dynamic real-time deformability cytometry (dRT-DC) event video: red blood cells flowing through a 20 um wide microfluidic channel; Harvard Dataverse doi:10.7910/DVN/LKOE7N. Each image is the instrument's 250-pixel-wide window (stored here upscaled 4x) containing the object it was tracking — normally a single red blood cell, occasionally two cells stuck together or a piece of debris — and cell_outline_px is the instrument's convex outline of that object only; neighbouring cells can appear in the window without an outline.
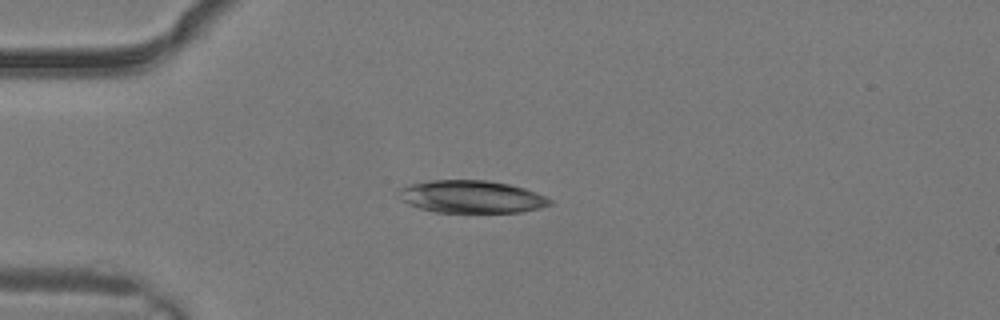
{"species": "common noctule bat (a hibernating species)", "species_latin": "Nyctalus noctula", "temperature_condition": "warm", "stored_images_in_passage": 2, "camera_frame_rate_fps": 3000, "um_per_image_px": 0.085, "animal": {"sex": "male", "body_mass_g": 19.2, "forearm_length_mm": 51.8}, "frame": {"image": 1, "passage_image": 2, "time_ms": 0.333, "image_size_px": [1000, 320], "cell_outline_px": [[552, 204], [540, 208], [520, 212], [436, 212], [420, 208], [408, 204], [396, 192], [396, 188], [408, 184], [432, 180], [488, 180], [508, 184], [524, 188], [536, 192], [552, 200]], "centroid_in_image_um": [40.04, 16.71], "position_along_channel_um": 45.0, "area_um2": 28.73}}